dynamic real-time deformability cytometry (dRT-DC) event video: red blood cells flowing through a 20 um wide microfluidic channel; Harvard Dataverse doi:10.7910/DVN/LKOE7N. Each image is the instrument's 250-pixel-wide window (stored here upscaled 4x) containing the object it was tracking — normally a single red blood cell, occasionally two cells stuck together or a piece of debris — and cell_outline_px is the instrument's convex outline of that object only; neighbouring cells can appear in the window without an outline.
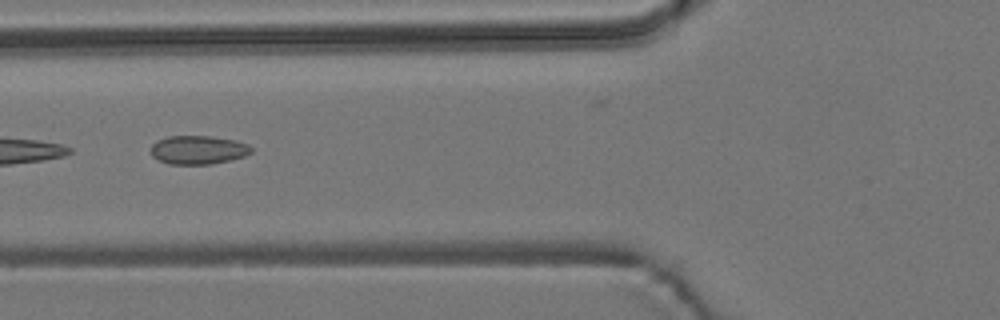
{"species": "common noctule bat (a hibernating species)", "species_latin": "Nyctalus noctula", "temperature_condition": "room temperature", "stored_images_in_passage": 6, "camera_frame_rate_fps": 3000, "um_per_image_px": 0.085, "animal": {"sex": "male", "body_mass_g": 19.2, "forearm_length_mm": 51.8}, "frame": {"image": 1, "passage_image": 2, "time_ms": 0.333, "image_size_px": [1000, 320], "cell_outline_px": [[252, 152], [244, 156], [212, 164], [168, 164], [152, 156], [152, 144], [156, 140], [168, 136], [212, 136], [236, 140], [248, 144], [252, 148]], "centroid_in_image_um": [16.85, 12.73], "position_along_channel_um": 109.0, "area_um2": 16.76}}